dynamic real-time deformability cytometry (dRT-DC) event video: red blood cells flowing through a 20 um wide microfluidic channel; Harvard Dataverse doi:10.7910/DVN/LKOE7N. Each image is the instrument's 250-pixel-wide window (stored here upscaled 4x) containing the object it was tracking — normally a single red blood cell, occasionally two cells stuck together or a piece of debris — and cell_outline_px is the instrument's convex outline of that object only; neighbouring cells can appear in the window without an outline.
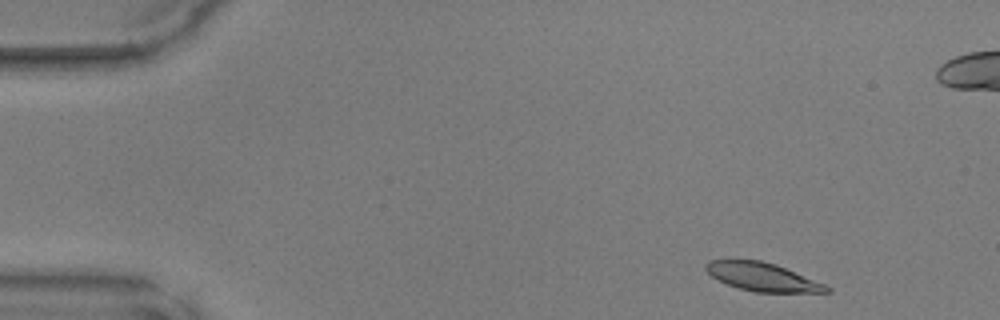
{"species": "common noctule bat (a hibernating species)", "species_latin": "Nyctalus noctula", "temperature_condition": "warm", "stored_images_in_passage": 47, "camera_frame_rate_fps": 3000, "um_per_image_px": 0.085, "animal": {"sex": "male", "body_mass_g": 17.9, "forearm_length_mm": 54.2}, "frame": {"image": 1, "passage_image": 3, "time_ms": 0.667, "image_size_px": [1000, 320], "cell_outline_px": [[832, 292], [756, 292], [740, 288], [728, 284], [712, 276], [704, 268], [704, 264], [708, 260], [760, 260], [776, 264], [824, 284], [832, 288]], "centroid_in_image_um": [64.81, 23.53], "position_along_channel_um": 20.2, "area_um2": 19.65}}
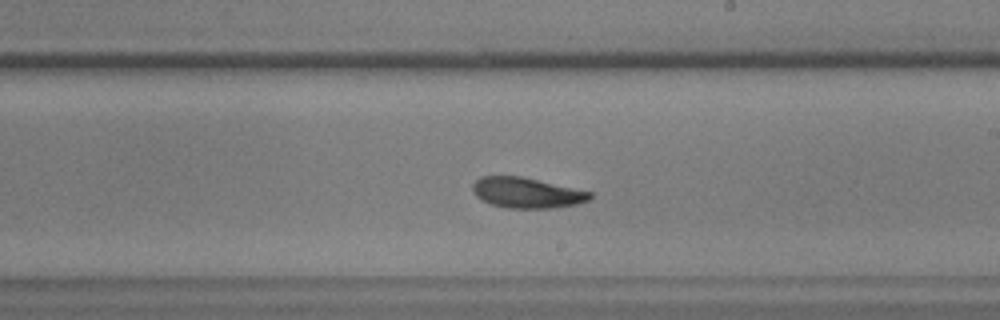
{"frame": {"image": 2, "passage_image": 26, "time_ms": 8.333, "image_size_px": [1000, 320], "cell_outline_px": [[592, 196], [588, 200], [576, 204], [552, 208], [504, 208], [488, 204], [480, 200], [472, 192], [472, 184], [480, 176], [520, 176], [592, 192]], "centroid_in_image_um": [44.7, 16.39], "position_along_channel_um": 244.3, "area_um2": 20.92}}
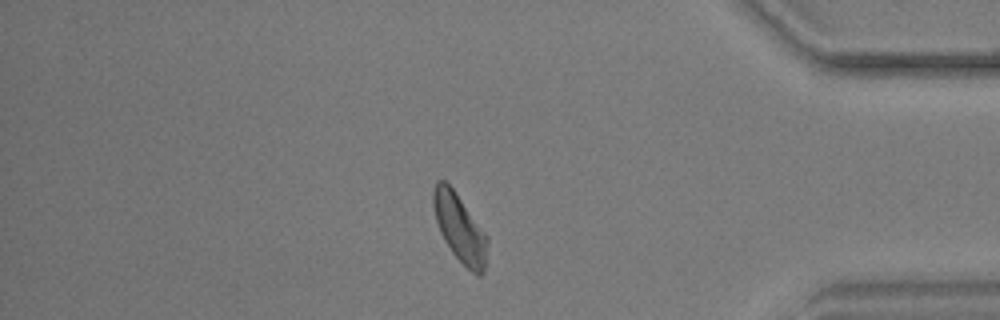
{"frame": {"image": 3, "passage_image": 39, "time_ms": 12.667, "image_size_px": [1000, 320], "cell_outline_px": [[488, 244], [484, 272], [480, 276], [476, 276], [452, 252], [444, 240], [440, 232], [436, 220], [432, 204], [432, 192], [436, 180], [444, 180], [452, 188], [488, 236]], "centroid_in_image_um": [39.07, 19.39], "position_along_channel_um": 396.1, "area_um2": 21.27}}